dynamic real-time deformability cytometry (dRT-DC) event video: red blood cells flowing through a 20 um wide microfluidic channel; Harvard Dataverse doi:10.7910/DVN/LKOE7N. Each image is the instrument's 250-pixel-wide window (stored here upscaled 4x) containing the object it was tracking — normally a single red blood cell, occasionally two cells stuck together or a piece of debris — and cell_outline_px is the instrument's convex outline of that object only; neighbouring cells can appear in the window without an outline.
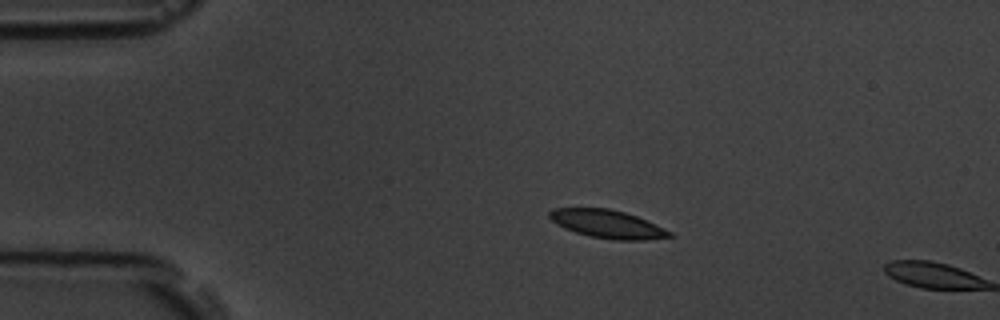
{"species": "common noctule bat (a hibernating species)", "species_latin": "Nyctalus noctula", "temperature_condition": "room temperature", "stored_images_in_passage": 4, "camera_frame_rate_fps": 3000, "um_per_image_px": 0.085, "animal": {"sex": "male", "body_mass_g": 19.5, "forearm_length_mm": 54.6}, "frame": {"image": 1, "passage_image": 3, "time_ms": 2.333, "image_size_px": [1000, 320], "cell_outline_px": [[676, 236], [644, 240], [612, 240], [588, 236], [564, 228], [552, 220], [548, 216], [548, 212], [552, 208], [608, 208], [624, 212], [636, 216], [672, 232]], "centroid_in_image_um": [51.62, 19.05], "position_along_channel_um": 33.4, "area_um2": 19.65}}